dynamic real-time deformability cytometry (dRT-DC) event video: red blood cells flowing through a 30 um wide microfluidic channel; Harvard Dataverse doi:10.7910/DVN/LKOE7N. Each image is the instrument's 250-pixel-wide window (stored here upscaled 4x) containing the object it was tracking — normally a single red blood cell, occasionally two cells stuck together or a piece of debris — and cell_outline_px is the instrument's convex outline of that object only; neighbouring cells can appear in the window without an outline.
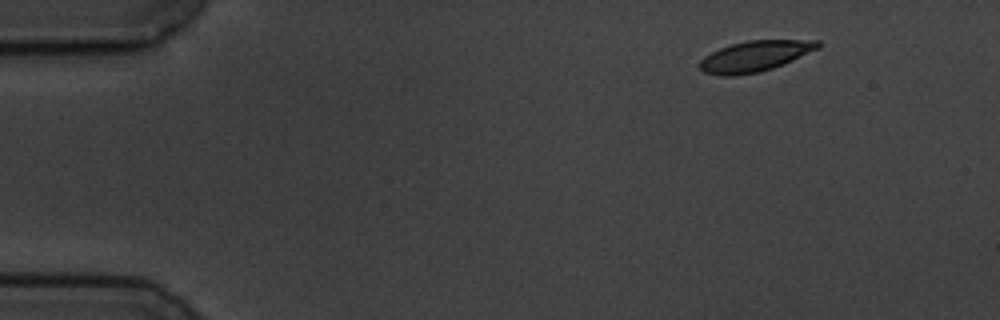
{"species": "common noctule bat (a hibernating species)", "species_latin": "Nyctalus noctula", "temperature_condition": "cold", "stored_images_in_passage": 5, "camera_frame_rate_fps": 3000, "um_per_image_px": 0.085, "animal": {"sex": "male", "body_mass_g": 19.5, "forearm_length_mm": 54.6}, "frame": {"image": 1, "passage_image": 1, "time_ms": 0.0, "image_size_px": [1000, 320], "cell_outline_px": [[820, 48], [784, 64], [760, 72], [736, 76], [720, 76], [704, 72], [700, 68], [700, 60], [704, 56], [720, 48], [732, 44], [748, 40], [820, 40]], "centroid_in_image_um": [64.18, 4.78], "position_along_channel_um": 20.8, "area_um2": 21.21}}
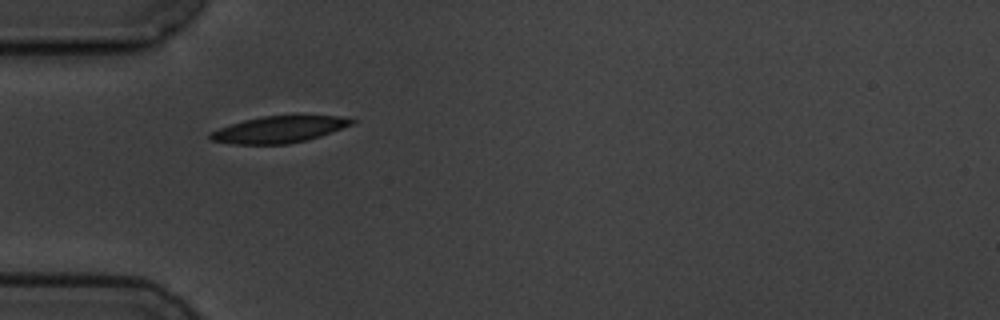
{"frame": {"image": 2, "passage_image": 4, "time_ms": 3.667, "image_size_px": [1000, 320], "cell_outline_px": [[356, 120], [352, 124], [320, 136], [288, 144], [236, 144], [212, 140], [208, 136], [208, 132], [244, 120], [264, 116], [296, 112], [300, 112], [340, 116]], "centroid_in_image_um": [23.78, 10.94], "position_along_channel_um": 61.2, "area_um2": 22.66}}